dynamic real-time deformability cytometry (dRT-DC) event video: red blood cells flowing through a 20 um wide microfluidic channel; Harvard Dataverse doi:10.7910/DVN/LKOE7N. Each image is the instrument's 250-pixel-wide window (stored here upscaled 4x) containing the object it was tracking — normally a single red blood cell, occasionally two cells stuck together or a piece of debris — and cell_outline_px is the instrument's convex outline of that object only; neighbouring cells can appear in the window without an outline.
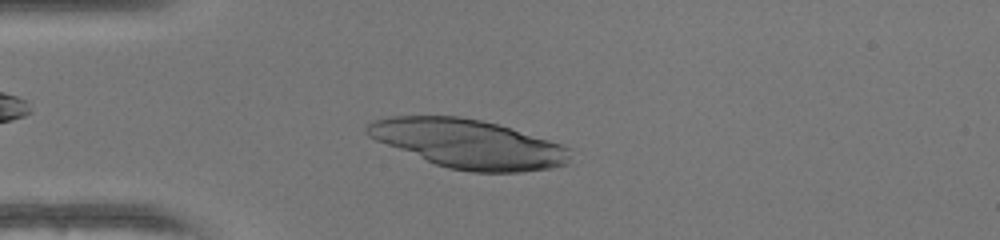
{"species": "human", "species_latin": "Homo sapiens", "temperature_condition": "warm", "stored_images_in_passage": 48, "camera_frame_rate_fps": 3000, "um_per_image_px": 0.085, "donor": {"sex": "female"}, "frame": {"image": 1, "passage_image": 12, "time_ms": 3.667, "image_size_px": [1000, 240], "cell_outline_px": [[568, 164], [552, 168], [520, 172], [472, 172], [448, 168], [436, 164], [376, 140], [368, 136], [364, 132], [364, 128], [372, 120], [388, 116], [460, 116], [480, 120], [496, 124], [548, 140], [560, 144], [568, 148]], "centroid_in_image_um": [39.76, 12.22], "position_along_channel_um": 45.2, "area_um2": 57.11}}